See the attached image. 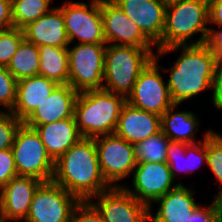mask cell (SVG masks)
I'll return each mask as SVG.
<instances>
[{"instance_id": "6", "label": "cell", "mask_w": 222, "mask_h": 222, "mask_svg": "<svg viewBox=\"0 0 222 222\" xmlns=\"http://www.w3.org/2000/svg\"><path fill=\"white\" fill-rule=\"evenodd\" d=\"M11 149L18 176L35 177L43 182L53 179L55 162L48 155L35 129L22 123Z\"/></svg>"}, {"instance_id": "27", "label": "cell", "mask_w": 222, "mask_h": 222, "mask_svg": "<svg viewBox=\"0 0 222 222\" xmlns=\"http://www.w3.org/2000/svg\"><path fill=\"white\" fill-rule=\"evenodd\" d=\"M51 0H11L13 27L23 30L52 7Z\"/></svg>"}, {"instance_id": "11", "label": "cell", "mask_w": 222, "mask_h": 222, "mask_svg": "<svg viewBox=\"0 0 222 222\" xmlns=\"http://www.w3.org/2000/svg\"><path fill=\"white\" fill-rule=\"evenodd\" d=\"M94 141L104 180L110 187H120L115 183L131 175L137 165L133 144L115 134L97 137Z\"/></svg>"}, {"instance_id": "37", "label": "cell", "mask_w": 222, "mask_h": 222, "mask_svg": "<svg viewBox=\"0 0 222 222\" xmlns=\"http://www.w3.org/2000/svg\"><path fill=\"white\" fill-rule=\"evenodd\" d=\"M211 90H213V105L222 110V66L215 67Z\"/></svg>"}, {"instance_id": "41", "label": "cell", "mask_w": 222, "mask_h": 222, "mask_svg": "<svg viewBox=\"0 0 222 222\" xmlns=\"http://www.w3.org/2000/svg\"><path fill=\"white\" fill-rule=\"evenodd\" d=\"M162 3H164L166 6L176 3V2H180L182 0H160Z\"/></svg>"}, {"instance_id": "4", "label": "cell", "mask_w": 222, "mask_h": 222, "mask_svg": "<svg viewBox=\"0 0 222 222\" xmlns=\"http://www.w3.org/2000/svg\"><path fill=\"white\" fill-rule=\"evenodd\" d=\"M152 48L106 44L102 89L126 99L132 93L140 72L153 59Z\"/></svg>"}, {"instance_id": "40", "label": "cell", "mask_w": 222, "mask_h": 222, "mask_svg": "<svg viewBox=\"0 0 222 222\" xmlns=\"http://www.w3.org/2000/svg\"><path fill=\"white\" fill-rule=\"evenodd\" d=\"M215 222H222V199L217 198V213Z\"/></svg>"}, {"instance_id": "35", "label": "cell", "mask_w": 222, "mask_h": 222, "mask_svg": "<svg viewBox=\"0 0 222 222\" xmlns=\"http://www.w3.org/2000/svg\"><path fill=\"white\" fill-rule=\"evenodd\" d=\"M205 44L212 51L215 66H222V31L209 28Z\"/></svg>"}, {"instance_id": "39", "label": "cell", "mask_w": 222, "mask_h": 222, "mask_svg": "<svg viewBox=\"0 0 222 222\" xmlns=\"http://www.w3.org/2000/svg\"><path fill=\"white\" fill-rule=\"evenodd\" d=\"M222 27V0H209V24Z\"/></svg>"}, {"instance_id": "28", "label": "cell", "mask_w": 222, "mask_h": 222, "mask_svg": "<svg viewBox=\"0 0 222 222\" xmlns=\"http://www.w3.org/2000/svg\"><path fill=\"white\" fill-rule=\"evenodd\" d=\"M170 139L162 132L133 144L137 163H167V145Z\"/></svg>"}, {"instance_id": "36", "label": "cell", "mask_w": 222, "mask_h": 222, "mask_svg": "<svg viewBox=\"0 0 222 222\" xmlns=\"http://www.w3.org/2000/svg\"><path fill=\"white\" fill-rule=\"evenodd\" d=\"M199 205L190 215L188 222H215L217 213V198L214 197L209 207Z\"/></svg>"}, {"instance_id": "32", "label": "cell", "mask_w": 222, "mask_h": 222, "mask_svg": "<svg viewBox=\"0 0 222 222\" xmlns=\"http://www.w3.org/2000/svg\"><path fill=\"white\" fill-rule=\"evenodd\" d=\"M22 123L11 112L0 113V150L12 148L15 134Z\"/></svg>"}, {"instance_id": "34", "label": "cell", "mask_w": 222, "mask_h": 222, "mask_svg": "<svg viewBox=\"0 0 222 222\" xmlns=\"http://www.w3.org/2000/svg\"><path fill=\"white\" fill-rule=\"evenodd\" d=\"M70 222H105L99 211L89 202L80 201L75 207Z\"/></svg>"}, {"instance_id": "10", "label": "cell", "mask_w": 222, "mask_h": 222, "mask_svg": "<svg viewBox=\"0 0 222 222\" xmlns=\"http://www.w3.org/2000/svg\"><path fill=\"white\" fill-rule=\"evenodd\" d=\"M89 7L86 3L72 1H66L62 7H58L63 14L70 44L76 38L79 43L106 44L100 0H91Z\"/></svg>"}, {"instance_id": "42", "label": "cell", "mask_w": 222, "mask_h": 222, "mask_svg": "<svg viewBox=\"0 0 222 222\" xmlns=\"http://www.w3.org/2000/svg\"><path fill=\"white\" fill-rule=\"evenodd\" d=\"M0 222H6L5 219L2 217L1 213H0Z\"/></svg>"}, {"instance_id": "18", "label": "cell", "mask_w": 222, "mask_h": 222, "mask_svg": "<svg viewBox=\"0 0 222 222\" xmlns=\"http://www.w3.org/2000/svg\"><path fill=\"white\" fill-rule=\"evenodd\" d=\"M161 131V116L124 104L114 134L131 144Z\"/></svg>"}, {"instance_id": "23", "label": "cell", "mask_w": 222, "mask_h": 222, "mask_svg": "<svg viewBox=\"0 0 222 222\" xmlns=\"http://www.w3.org/2000/svg\"><path fill=\"white\" fill-rule=\"evenodd\" d=\"M211 132V129L204 133V140L199 143L187 144L184 142L169 141L167 145V164L170 167L171 174L175 179L179 171L192 173V170L202 164L207 163L206 136ZM184 153V154H183ZM188 157L181 166L180 160ZM183 155V157H182ZM179 161V162H178Z\"/></svg>"}, {"instance_id": "31", "label": "cell", "mask_w": 222, "mask_h": 222, "mask_svg": "<svg viewBox=\"0 0 222 222\" xmlns=\"http://www.w3.org/2000/svg\"><path fill=\"white\" fill-rule=\"evenodd\" d=\"M17 82L7 67L0 66V106L6 107L9 112L16 102Z\"/></svg>"}, {"instance_id": "7", "label": "cell", "mask_w": 222, "mask_h": 222, "mask_svg": "<svg viewBox=\"0 0 222 222\" xmlns=\"http://www.w3.org/2000/svg\"><path fill=\"white\" fill-rule=\"evenodd\" d=\"M106 44L78 43L68 48L69 84L79 93L100 90L104 84Z\"/></svg>"}, {"instance_id": "9", "label": "cell", "mask_w": 222, "mask_h": 222, "mask_svg": "<svg viewBox=\"0 0 222 222\" xmlns=\"http://www.w3.org/2000/svg\"><path fill=\"white\" fill-rule=\"evenodd\" d=\"M161 56L156 51L153 59L140 72L132 93L126 101L135 108L147 111L158 116L164 114L174 103L172 102L168 85L158 71L157 64Z\"/></svg>"}, {"instance_id": "24", "label": "cell", "mask_w": 222, "mask_h": 222, "mask_svg": "<svg viewBox=\"0 0 222 222\" xmlns=\"http://www.w3.org/2000/svg\"><path fill=\"white\" fill-rule=\"evenodd\" d=\"M177 106L178 104H173L161 115V131L171 141L196 143L193 137L200 124L196 114L189 111L174 112Z\"/></svg>"}, {"instance_id": "21", "label": "cell", "mask_w": 222, "mask_h": 222, "mask_svg": "<svg viewBox=\"0 0 222 222\" xmlns=\"http://www.w3.org/2000/svg\"><path fill=\"white\" fill-rule=\"evenodd\" d=\"M58 85L41 75L18 80L16 102L11 113L23 122Z\"/></svg>"}, {"instance_id": "8", "label": "cell", "mask_w": 222, "mask_h": 222, "mask_svg": "<svg viewBox=\"0 0 222 222\" xmlns=\"http://www.w3.org/2000/svg\"><path fill=\"white\" fill-rule=\"evenodd\" d=\"M80 200L53 180L42 182L34 193L23 222H70Z\"/></svg>"}, {"instance_id": "14", "label": "cell", "mask_w": 222, "mask_h": 222, "mask_svg": "<svg viewBox=\"0 0 222 222\" xmlns=\"http://www.w3.org/2000/svg\"><path fill=\"white\" fill-rule=\"evenodd\" d=\"M106 44L152 48L154 44L112 0H100Z\"/></svg>"}, {"instance_id": "19", "label": "cell", "mask_w": 222, "mask_h": 222, "mask_svg": "<svg viewBox=\"0 0 222 222\" xmlns=\"http://www.w3.org/2000/svg\"><path fill=\"white\" fill-rule=\"evenodd\" d=\"M194 193L179 182L156 201L160 204L156 215L149 209V222H188L199 206L193 198Z\"/></svg>"}, {"instance_id": "25", "label": "cell", "mask_w": 222, "mask_h": 222, "mask_svg": "<svg viewBox=\"0 0 222 222\" xmlns=\"http://www.w3.org/2000/svg\"><path fill=\"white\" fill-rule=\"evenodd\" d=\"M38 49L40 55L39 75L51 79L57 84H69L67 48L42 45Z\"/></svg>"}, {"instance_id": "1", "label": "cell", "mask_w": 222, "mask_h": 222, "mask_svg": "<svg viewBox=\"0 0 222 222\" xmlns=\"http://www.w3.org/2000/svg\"><path fill=\"white\" fill-rule=\"evenodd\" d=\"M80 201L110 188L104 180L94 139L81 138L56 162L52 179Z\"/></svg>"}, {"instance_id": "29", "label": "cell", "mask_w": 222, "mask_h": 222, "mask_svg": "<svg viewBox=\"0 0 222 222\" xmlns=\"http://www.w3.org/2000/svg\"><path fill=\"white\" fill-rule=\"evenodd\" d=\"M207 166L210 167L213 174L220 184H222V136L213 130L206 136ZM215 195L222 199V188Z\"/></svg>"}, {"instance_id": "17", "label": "cell", "mask_w": 222, "mask_h": 222, "mask_svg": "<svg viewBox=\"0 0 222 222\" xmlns=\"http://www.w3.org/2000/svg\"><path fill=\"white\" fill-rule=\"evenodd\" d=\"M78 92L70 84H59L24 121L30 128L74 117Z\"/></svg>"}, {"instance_id": "13", "label": "cell", "mask_w": 222, "mask_h": 222, "mask_svg": "<svg viewBox=\"0 0 222 222\" xmlns=\"http://www.w3.org/2000/svg\"><path fill=\"white\" fill-rule=\"evenodd\" d=\"M97 203L89 202L99 211L105 222H149V208L139 203L124 187H110L97 196Z\"/></svg>"}, {"instance_id": "15", "label": "cell", "mask_w": 222, "mask_h": 222, "mask_svg": "<svg viewBox=\"0 0 222 222\" xmlns=\"http://www.w3.org/2000/svg\"><path fill=\"white\" fill-rule=\"evenodd\" d=\"M139 27L141 32L162 49L166 5L160 0H112Z\"/></svg>"}, {"instance_id": "12", "label": "cell", "mask_w": 222, "mask_h": 222, "mask_svg": "<svg viewBox=\"0 0 222 222\" xmlns=\"http://www.w3.org/2000/svg\"><path fill=\"white\" fill-rule=\"evenodd\" d=\"M133 187L123 186L135 199L152 208L151 203L156 202L160 197L171 190L174 178L167 163L143 162L137 163L133 170Z\"/></svg>"}, {"instance_id": "5", "label": "cell", "mask_w": 222, "mask_h": 222, "mask_svg": "<svg viewBox=\"0 0 222 222\" xmlns=\"http://www.w3.org/2000/svg\"><path fill=\"white\" fill-rule=\"evenodd\" d=\"M209 0H182L166 6L162 49L174 45H188L187 40L201 33L190 45L205 44L209 28Z\"/></svg>"}, {"instance_id": "26", "label": "cell", "mask_w": 222, "mask_h": 222, "mask_svg": "<svg viewBox=\"0 0 222 222\" xmlns=\"http://www.w3.org/2000/svg\"><path fill=\"white\" fill-rule=\"evenodd\" d=\"M40 55L38 46L24 39L7 65L8 71L17 79L39 75Z\"/></svg>"}, {"instance_id": "20", "label": "cell", "mask_w": 222, "mask_h": 222, "mask_svg": "<svg viewBox=\"0 0 222 222\" xmlns=\"http://www.w3.org/2000/svg\"><path fill=\"white\" fill-rule=\"evenodd\" d=\"M25 39L36 46L51 45L67 48L70 41L65 30L62 11L52 8L23 29Z\"/></svg>"}, {"instance_id": "3", "label": "cell", "mask_w": 222, "mask_h": 222, "mask_svg": "<svg viewBox=\"0 0 222 222\" xmlns=\"http://www.w3.org/2000/svg\"><path fill=\"white\" fill-rule=\"evenodd\" d=\"M126 102L124 96L103 89L79 92L74 118L82 138L95 139L114 134Z\"/></svg>"}, {"instance_id": "16", "label": "cell", "mask_w": 222, "mask_h": 222, "mask_svg": "<svg viewBox=\"0 0 222 222\" xmlns=\"http://www.w3.org/2000/svg\"><path fill=\"white\" fill-rule=\"evenodd\" d=\"M43 181L17 176L0 190V213L6 222L24 221L33 196Z\"/></svg>"}, {"instance_id": "2", "label": "cell", "mask_w": 222, "mask_h": 222, "mask_svg": "<svg viewBox=\"0 0 222 222\" xmlns=\"http://www.w3.org/2000/svg\"><path fill=\"white\" fill-rule=\"evenodd\" d=\"M181 49V55L170 69L167 85L174 104L211 89L215 72L214 58L206 44L174 45L160 49L159 55Z\"/></svg>"}, {"instance_id": "38", "label": "cell", "mask_w": 222, "mask_h": 222, "mask_svg": "<svg viewBox=\"0 0 222 222\" xmlns=\"http://www.w3.org/2000/svg\"><path fill=\"white\" fill-rule=\"evenodd\" d=\"M13 28L11 0H0V32Z\"/></svg>"}, {"instance_id": "30", "label": "cell", "mask_w": 222, "mask_h": 222, "mask_svg": "<svg viewBox=\"0 0 222 222\" xmlns=\"http://www.w3.org/2000/svg\"><path fill=\"white\" fill-rule=\"evenodd\" d=\"M24 39L23 30L15 27L0 32V66L7 67Z\"/></svg>"}, {"instance_id": "33", "label": "cell", "mask_w": 222, "mask_h": 222, "mask_svg": "<svg viewBox=\"0 0 222 222\" xmlns=\"http://www.w3.org/2000/svg\"><path fill=\"white\" fill-rule=\"evenodd\" d=\"M17 176L12 149L0 150V190Z\"/></svg>"}, {"instance_id": "22", "label": "cell", "mask_w": 222, "mask_h": 222, "mask_svg": "<svg viewBox=\"0 0 222 222\" xmlns=\"http://www.w3.org/2000/svg\"><path fill=\"white\" fill-rule=\"evenodd\" d=\"M34 129L54 162L82 138L74 117L39 125Z\"/></svg>"}]
</instances>
